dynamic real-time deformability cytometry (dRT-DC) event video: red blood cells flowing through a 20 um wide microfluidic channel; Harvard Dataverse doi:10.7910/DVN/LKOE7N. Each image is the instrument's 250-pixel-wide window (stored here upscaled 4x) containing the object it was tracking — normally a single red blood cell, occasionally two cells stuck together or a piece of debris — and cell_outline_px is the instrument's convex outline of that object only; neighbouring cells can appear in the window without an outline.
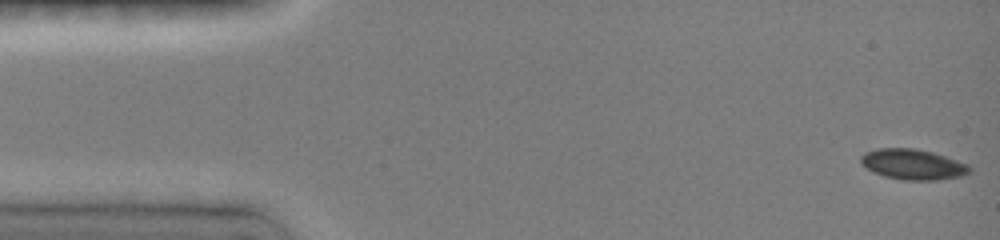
{"species": "common noctule bat (a hibernating species)", "species_latin": "Nyctalus noctula", "temperature_condition": "room temperature", "stored_images_in_passage": 77, "camera_frame_rate_fps": 3000, "um_per_image_px": 0.085, "animal": {"sex": "female", "body_mass_g": 19.0, "forearm_length_mm": 51.5}, "frame": {"image": 1, "passage_image": 1, "time_ms": 0.0, "image_size_px": [1000, 240], "cell_outline_px": [[972, 168], [968, 172], [960, 176], [936, 180], [904, 180], [884, 176], [872, 172], [860, 160], [860, 156], [864, 152], [876, 148], [912, 148], [932, 152], [968, 164]], "centroid_in_image_um": [77.56, 13.96], "position_along_channel_um": 7.4, "area_um2": 19.13}}
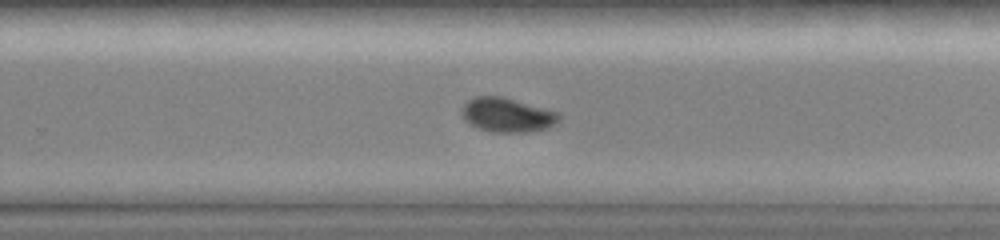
{"frame": {"image": 2, "passage_image": 52, "time_ms": 10.0, "image_size_px": [1000, 240], "cell_outline_px": [[560, 120], [548, 128], [528, 132], [492, 132], [476, 128], [468, 124], [464, 120], [460, 112], [464, 104], [468, 100], [476, 96], [500, 96], [560, 112]], "centroid_in_image_um": [43.09, 9.78], "position_along_channel_um": 286.7, "area_um2": 19.59}}
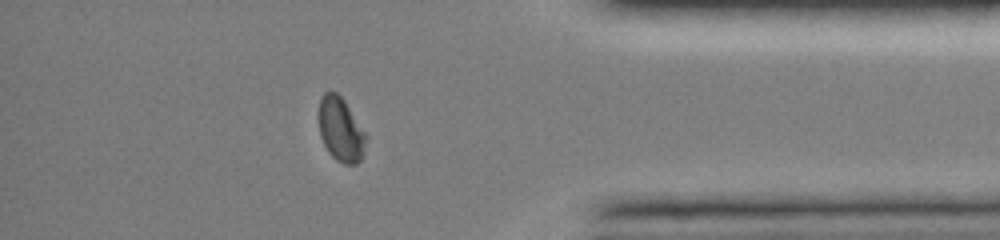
{"frame": {"image": 3, "passage_image": 69, "time_ms": 13.333, "image_size_px": [1000, 240], "cell_outline_px": [[368, 136], [360, 160], [356, 164], [344, 164], [336, 160], [328, 152], [320, 136], [316, 116], [320, 96], [324, 92], [336, 92], [344, 100]], "centroid_in_image_um": [28.91, 10.99], "position_along_channel_um": 406.3, "area_um2": 18.03}, "authors_computed_cell_mechanics": {"area_um2": 19.1896, "velocity_mm_per_s": 4.0072, "shape_relaxation_time_tau1_ms": 7.384, "shape_relaxation_time_tau2_ms": null, "deformation_change_tau1": 0.121, "deformation_change_tau2": null}}